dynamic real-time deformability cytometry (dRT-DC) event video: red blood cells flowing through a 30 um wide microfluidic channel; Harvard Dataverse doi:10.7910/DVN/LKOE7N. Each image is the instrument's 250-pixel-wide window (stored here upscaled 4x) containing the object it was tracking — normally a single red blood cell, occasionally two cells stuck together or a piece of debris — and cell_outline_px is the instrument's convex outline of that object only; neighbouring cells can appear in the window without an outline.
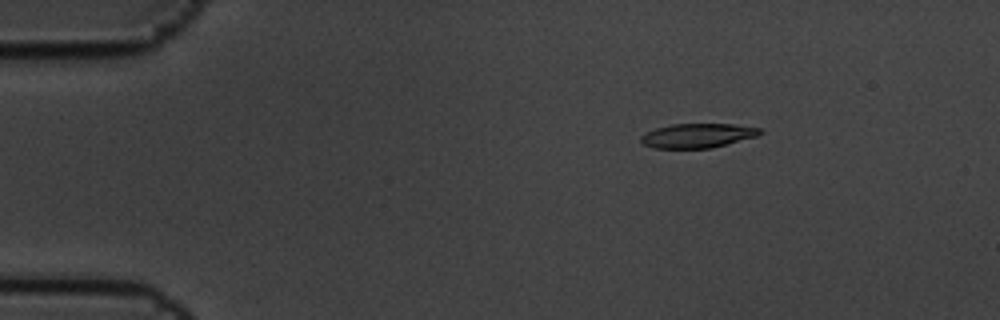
{"species": "common noctule bat (a hibernating species)", "species_latin": "Nyctalus noctula", "temperature_condition": "cold", "stored_images_in_passage": 3, "camera_frame_rate_fps": 3000, "um_per_image_px": 0.085, "animal": {"sex": "male", "body_mass_g": 19.5, "forearm_length_mm": 54.6}, "frame": {"image": 1, "passage_image": 1, "time_ms": 0.0, "image_size_px": [1000, 320], "cell_outline_px": [[764, 132], [756, 136], [712, 148], [652, 148], [644, 144], [640, 140], [640, 136], [656, 128], [672, 124], [732, 124], [760, 128]], "centroid_in_image_um": [59.29, 11.53], "position_along_channel_um": 25.7, "area_um2": 16.76}}